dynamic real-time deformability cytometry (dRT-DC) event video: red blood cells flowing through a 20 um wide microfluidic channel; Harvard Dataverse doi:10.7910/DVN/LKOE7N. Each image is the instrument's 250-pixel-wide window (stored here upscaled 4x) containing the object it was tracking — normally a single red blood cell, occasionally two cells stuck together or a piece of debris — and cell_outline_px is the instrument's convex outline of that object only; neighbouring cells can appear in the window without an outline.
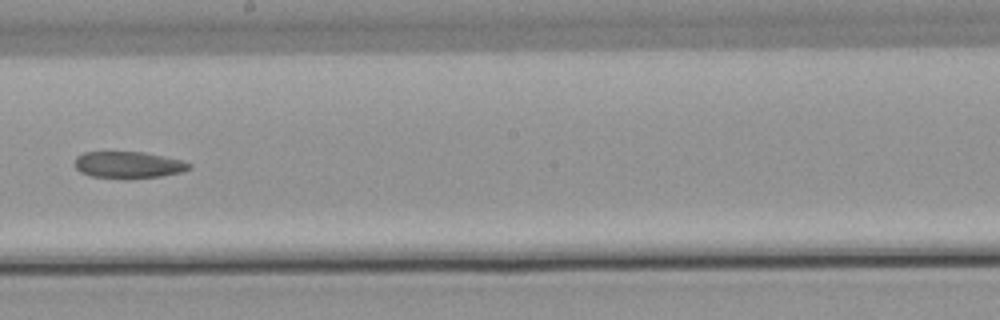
{"species": "common noctule bat (a hibernating species)", "species_latin": "Nyctalus noctula", "temperature_condition": "warm", "stored_images_in_passage": 9, "camera_frame_rate_fps": 3000, "um_per_image_px": 0.085, "animal": {"sex": "male", "body_mass_g": 21.5, "forearm_length_mm": 52.0}, "frame": {"image": 1, "passage_image": 9, "time_ms": 11.333, "image_size_px": [1000, 320], "cell_outline_px": [[192, 168], [184, 172], [160, 176], [128, 180], [124, 180], [92, 176], [80, 172], [76, 168], [76, 156], [84, 152], [144, 152], [180, 160], [192, 164]], "centroid_in_image_um": [10.93, 14.04], "position_along_channel_um": 237.3, "area_um2": 18.09}}